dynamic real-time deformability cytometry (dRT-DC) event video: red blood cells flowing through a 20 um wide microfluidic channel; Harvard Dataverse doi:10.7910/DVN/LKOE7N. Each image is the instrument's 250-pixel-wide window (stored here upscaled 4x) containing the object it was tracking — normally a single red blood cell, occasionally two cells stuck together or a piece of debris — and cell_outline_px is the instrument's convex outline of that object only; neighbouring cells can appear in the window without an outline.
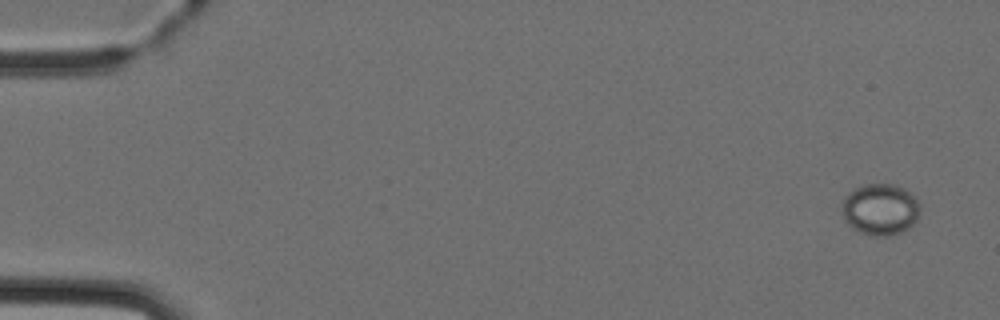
{"species": "Egyptian fruit bat (a non-hibernating species)", "species_latin": "Rousettus aegyptiacus", "temperature_condition": "cold", "stored_images_in_passage": 6, "camera_frame_rate_fps": 3000, "um_per_image_px": 0.085, "animal": {"sex": "female"}, "frame": {"image": 1, "passage_image": 1, "time_ms": 0.0, "image_size_px": [1000, 320], "cell_outline_px": [[920, 212], [916, 220], [908, 228], [900, 232], [888, 236], [872, 236], [860, 232], [852, 228], [844, 220], [844, 200], [848, 192], [864, 184], [896, 184], [904, 188], [920, 204]], "centroid_in_image_um": [74.84, 17.8], "position_along_channel_um": 10.2, "area_um2": 23.24}}
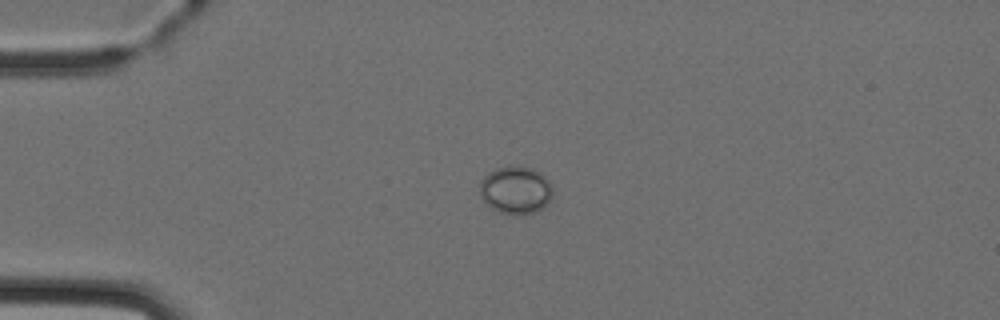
{"frame": {"image": 2, "passage_image": 4, "time_ms": 3.333, "image_size_px": [1000, 320], "cell_outline_px": [[552, 196], [536, 212], [524, 216], [500, 212], [492, 208], [480, 196], [480, 184], [484, 176], [488, 172], [496, 168], [512, 164], [532, 168], [540, 172], [548, 180], [552, 188]], "centroid_in_image_um": [43.82, 16.13], "position_along_channel_um": 41.2, "area_um2": 20.35}}
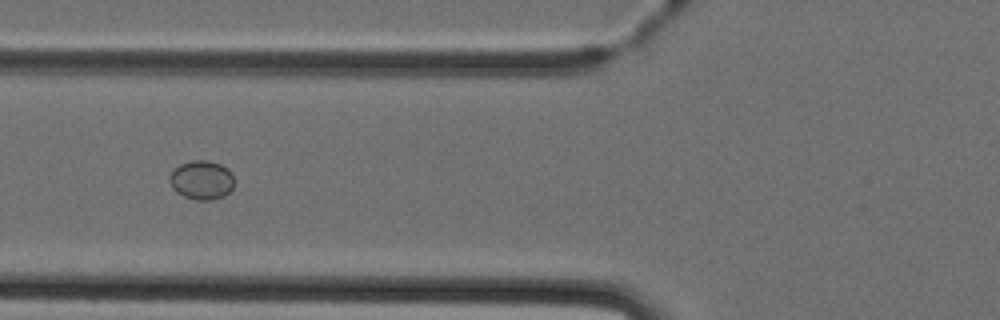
{"frame": {"image": 3, "passage_image": 6, "time_ms": 5.667, "image_size_px": [1000, 320], "cell_outline_px": [[232, 188], [224, 196], [212, 200], [196, 200], [184, 196], [176, 192], [172, 188], [168, 180], [172, 172], [180, 164], [192, 160], [208, 160], [220, 164], [228, 168], [232, 172]], "centroid_in_image_um": [17.13, 15.3], "position_along_channel_um": 108.7, "area_um2": 14.68}}